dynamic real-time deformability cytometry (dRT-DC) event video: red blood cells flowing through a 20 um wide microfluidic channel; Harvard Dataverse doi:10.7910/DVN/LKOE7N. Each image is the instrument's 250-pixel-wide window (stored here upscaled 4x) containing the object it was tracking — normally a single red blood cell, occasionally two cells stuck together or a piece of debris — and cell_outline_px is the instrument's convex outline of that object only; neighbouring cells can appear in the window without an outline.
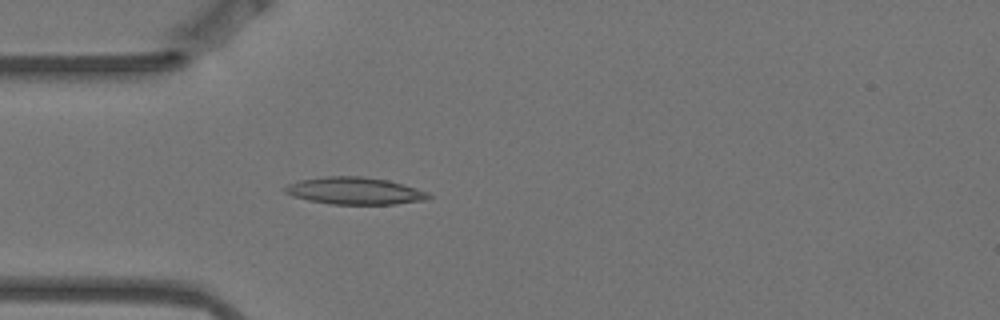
{"species": "Egyptian fruit bat (a non-hibernating species)", "species_latin": "Rousettus aegyptiacus", "temperature_condition": "warm", "stored_images_in_passage": 4, "camera_frame_rate_fps": 3000, "um_per_image_px": 0.085, "animal": {"sex": "female"}, "frame": {"image": 1, "passage_image": 4, "time_ms": 1.0, "image_size_px": [1000, 320], "cell_outline_px": [[432, 196], [424, 200], [396, 204], [332, 204], [308, 200], [292, 196], [284, 192], [284, 188], [288, 184], [300, 180], [328, 176], [360, 176], [388, 180], [428, 192]], "centroid_in_image_um": [30.13, 16.22], "position_along_channel_um": 54.9, "area_um2": 22.54}}